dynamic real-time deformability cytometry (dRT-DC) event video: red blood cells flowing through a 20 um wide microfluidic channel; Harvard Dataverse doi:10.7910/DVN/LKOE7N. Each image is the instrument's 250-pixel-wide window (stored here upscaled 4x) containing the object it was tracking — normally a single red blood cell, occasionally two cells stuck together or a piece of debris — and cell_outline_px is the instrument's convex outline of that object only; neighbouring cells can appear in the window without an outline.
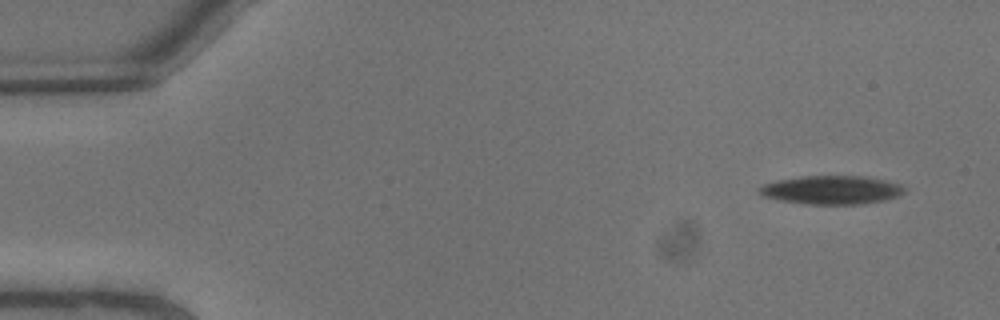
{"species": "common noctule bat (a hibernating species)", "species_latin": "Nyctalus noctula", "temperature_condition": "warm", "stored_images_in_passage": 4, "camera_frame_rate_fps": 3000, "um_per_image_px": 0.085, "animal": {"sex": "male", "body_mass_g": 13.3}, "frame": {"image": 1, "passage_image": 1, "time_ms": 0.0, "image_size_px": [1000, 320], "cell_outline_px": [[904, 192], [900, 196], [884, 200], [860, 204], [808, 204], [780, 200], [764, 196], [760, 192], [760, 188], [764, 184], [776, 180], [800, 176], [860, 176], [884, 180], [900, 184], [904, 188]], "centroid_in_image_um": [70.7, 16.14], "position_along_channel_um": 14.3, "area_um2": 23.93}}